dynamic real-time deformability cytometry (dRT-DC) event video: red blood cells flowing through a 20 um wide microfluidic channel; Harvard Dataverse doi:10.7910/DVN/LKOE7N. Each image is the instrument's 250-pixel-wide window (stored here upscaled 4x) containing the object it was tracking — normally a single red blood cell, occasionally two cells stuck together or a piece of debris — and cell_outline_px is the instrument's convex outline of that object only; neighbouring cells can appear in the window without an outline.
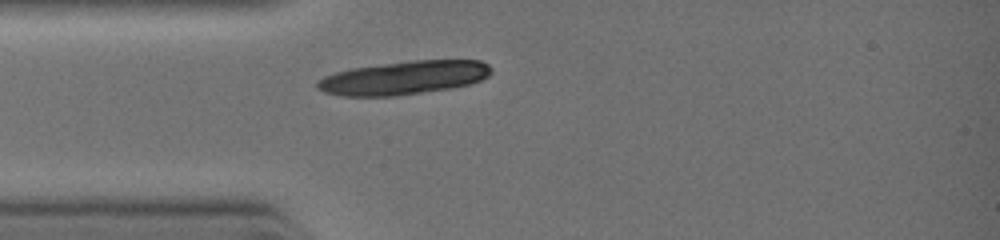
{"species": "common noctule bat (a hibernating species)", "species_latin": "Nyctalus noctula", "temperature_condition": "warm", "stored_images_in_passage": 3, "camera_frame_rate_fps": 3000, "um_per_image_px": 0.085, "animal": {"sex": "female", "body_mass_g": 19.0, "forearm_length_mm": 51.5}, "frame": {"image": 1, "passage_image": 3, "time_ms": 1.667, "image_size_px": [1000, 240], "cell_outline_px": [[492, 72], [488, 76], [480, 80], [468, 84], [452, 88], [396, 96], [340, 96], [324, 92], [316, 88], [316, 84], [324, 76], [336, 72], [352, 68], [412, 60], [480, 60], [488, 64], [492, 68]], "centroid_in_image_um": [34.34, 6.61], "position_along_channel_um": 50.7, "area_um2": 33.99}}